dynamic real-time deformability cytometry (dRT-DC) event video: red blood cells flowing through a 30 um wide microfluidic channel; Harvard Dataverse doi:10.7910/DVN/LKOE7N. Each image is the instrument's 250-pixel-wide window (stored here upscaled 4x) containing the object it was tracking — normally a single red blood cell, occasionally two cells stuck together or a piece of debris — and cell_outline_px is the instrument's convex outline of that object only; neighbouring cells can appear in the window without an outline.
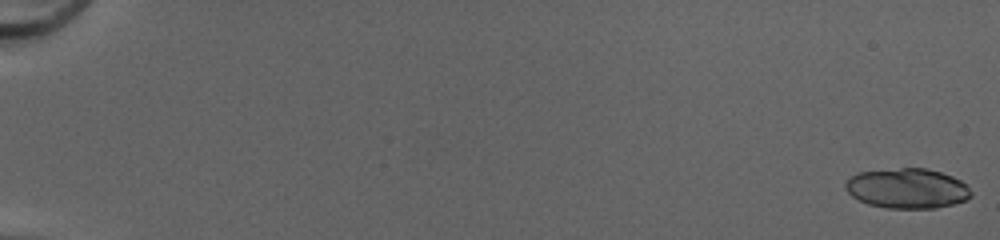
{"species": "common noctule bat (a hibernating species)", "species_latin": "Nyctalus noctula", "temperature_condition": "cold", "stored_images_in_passage": 33, "segment_of_instrument_passage": [1, 2], "camera_frame_rate_fps": 3000, "um_per_image_px": 0.085, "animal": {"sex": "female", "body_mass_g": 20.0, "forearm_length_mm": 54.0}, "frame": {"image": 1, "passage_image": 1, "time_ms": 0.0, "image_size_px": [1000, 240], "cell_outline_px": [[972, 196], [964, 200], [952, 204], [936, 208], [888, 208], [868, 204], [852, 196], [844, 188], [844, 184], [852, 176], [860, 172], [900, 168], [924, 168], [940, 172], [952, 176], [968, 184], [972, 192]], "centroid_in_image_um": [77.14, 16.01], "position_along_channel_um": 7.9, "area_um2": 29.19}}
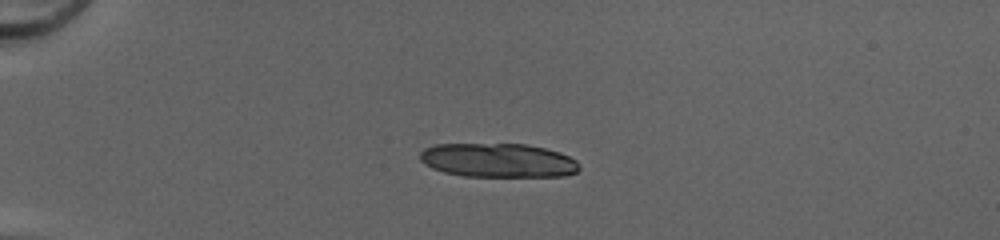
{"frame": {"image": 2, "passage_image": 15, "time_ms": 4.667, "image_size_px": [1000, 240], "cell_outline_px": [[580, 168], [576, 172], [564, 176], [464, 176], [444, 172], [432, 168], [424, 164], [420, 160], [420, 152], [424, 148], [436, 144], [528, 144], [560, 152], [576, 160]], "centroid_in_image_um": [42.32, 13.62], "position_along_channel_um": 42.7, "area_um2": 31.62}}